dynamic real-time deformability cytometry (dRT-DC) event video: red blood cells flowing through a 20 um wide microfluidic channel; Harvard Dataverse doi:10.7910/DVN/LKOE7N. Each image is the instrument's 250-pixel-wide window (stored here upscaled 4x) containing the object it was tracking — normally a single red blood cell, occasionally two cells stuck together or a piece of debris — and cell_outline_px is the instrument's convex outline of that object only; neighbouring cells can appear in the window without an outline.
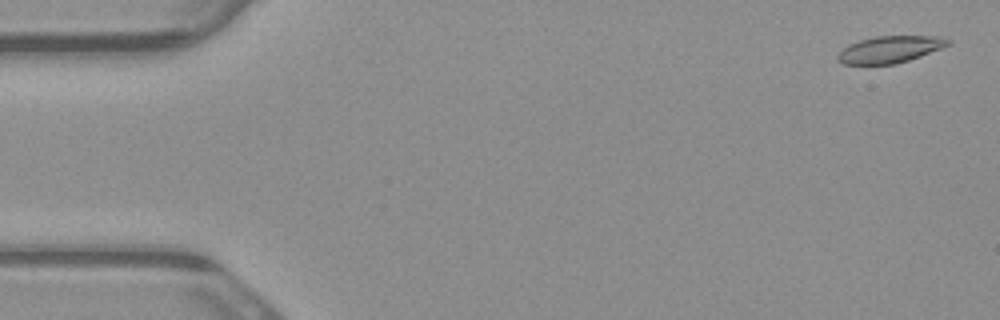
{"species": "common noctule bat (a hibernating species)", "species_latin": "Nyctalus noctula", "temperature_condition": "warm", "stored_images_in_passage": 4, "camera_frame_rate_fps": 3000, "um_per_image_px": 0.085, "animal": {"sex": "male", "body_mass_g": 23.1, "forearm_length_mm": 52.7}, "frame": {"image": 1, "passage_image": 1, "time_ms": 0.0, "image_size_px": [1000, 320], "cell_outline_px": [[952, 44], [920, 56], [896, 64], [844, 64], [836, 60], [836, 56], [848, 44], [860, 40], [876, 36], [944, 36], [952, 40]], "centroid_in_image_um": [75.68, 4.19], "position_along_channel_um": 9.3, "area_um2": 17.34}}
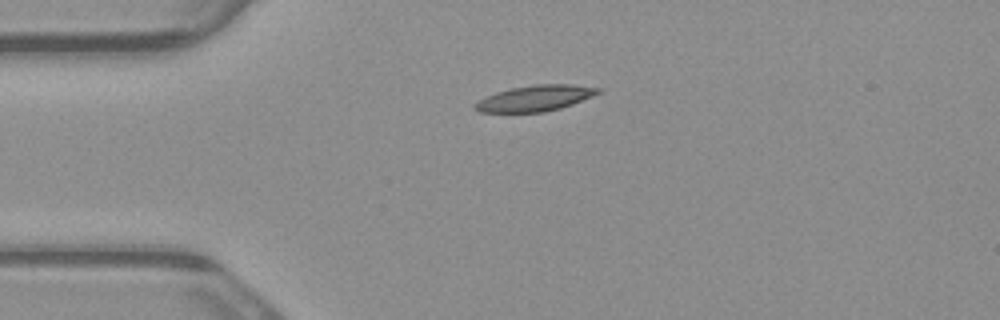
{"frame": {"image": 2, "passage_image": 4, "time_ms": 1.0, "image_size_px": [1000, 320], "cell_outline_px": [[600, 92], [592, 96], [572, 104], [560, 108], [544, 112], [480, 112], [472, 108], [472, 104], [496, 92], [512, 88], [536, 84], [572, 84], [600, 88]], "centroid_in_image_um": [45.46, 8.35], "position_along_channel_um": 39.5, "area_um2": 18.38}}